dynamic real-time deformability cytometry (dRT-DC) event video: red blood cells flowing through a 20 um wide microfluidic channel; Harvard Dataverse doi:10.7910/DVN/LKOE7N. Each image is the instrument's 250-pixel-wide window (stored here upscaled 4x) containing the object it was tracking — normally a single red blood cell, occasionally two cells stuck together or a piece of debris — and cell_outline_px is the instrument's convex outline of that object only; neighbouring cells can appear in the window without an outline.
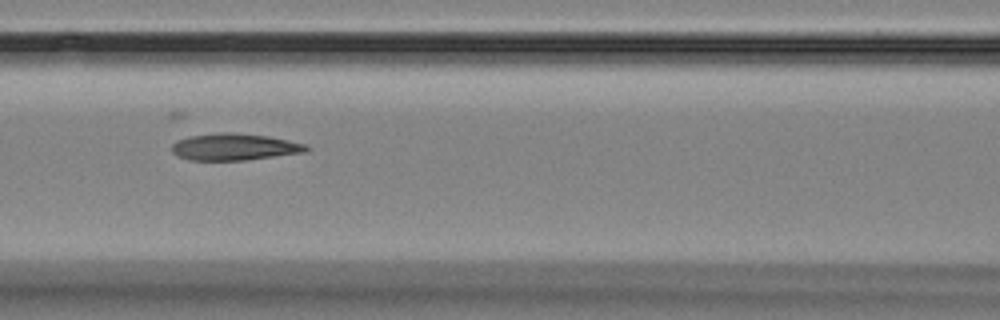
{"species": "Egyptian fruit bat (a non-hibernating species)", "species_latin": "Rousettus aegyptiacus", "temperature_condition": "room temperature", "stored_images_in_passage": 13, "camera_frame_rate_fps": 3000, "um_per_image_px": 0.085, "animal": {"sex": "female"}, "frame": {"image": 1, "passage_image": 5, "time_ms": 4.667, "image_size_px": [1000, 320], "cell_outline_px": [[312, 148], [308, 152], [244, 160], [188, 160], [176, 156], [172, 152], [172, 144], [176, 140], [188, 136], [220, 132], [232, 132], [268, 136], [308, 144]], "centroid_in_image_um": [19.94, 12.48], "position_along_channel_um": 146.7, "area_um2": 21.33}}
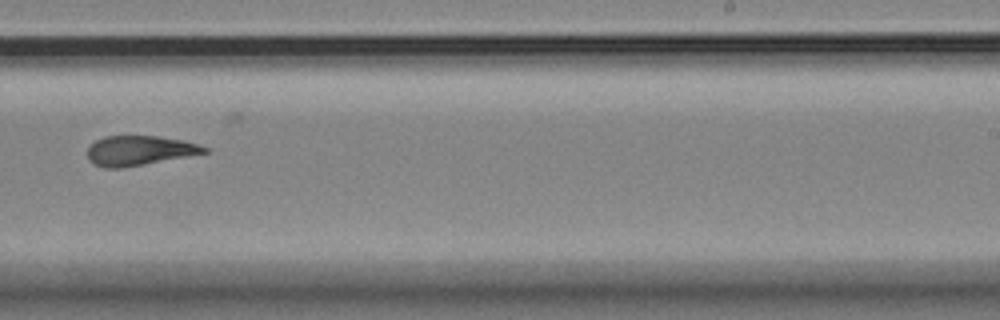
{"frame": {"image": 2, "passage_image": 8, "time_ms": 8.333, "image_size_px": [1000, 320], "cell_outline_px": [[208, 152], [188, 156], [124, 168], [104, 168], [92, 164], [88, 160], [88, 148], [96, 140], [104, 136], [160, 136], [184, 140], [208, 148]], "centroid_in_image_um": [11.82, 12.8], "position_along_channel_um": 277.2, "area_um2": 20.29}}
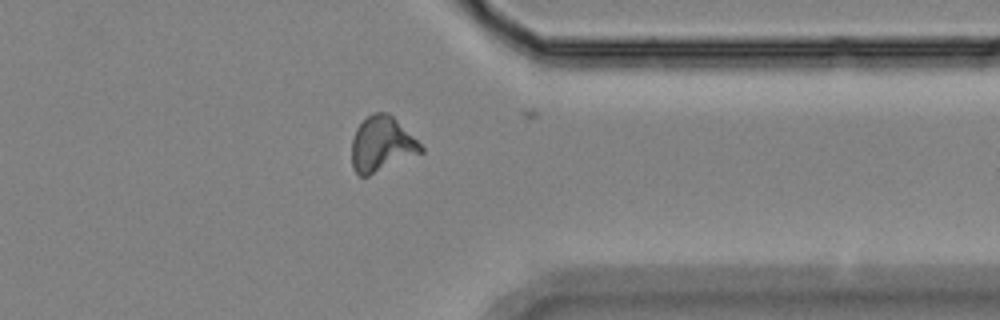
{"frame": {"image": 3, "passage_image": 11, "time_ms": 11.333, "image_size_px": [1000, 320], "cell_outline_px": [[424, 152], [368, 176], [360, 176], [352, 168], [352, 140], [356, 128], [372, 112], [388, 112], [424, 148]], "centroid_in_image_um": [32.43, 12.27], "position_along_channel_um": 379.0, "area_um2": 21.96}}